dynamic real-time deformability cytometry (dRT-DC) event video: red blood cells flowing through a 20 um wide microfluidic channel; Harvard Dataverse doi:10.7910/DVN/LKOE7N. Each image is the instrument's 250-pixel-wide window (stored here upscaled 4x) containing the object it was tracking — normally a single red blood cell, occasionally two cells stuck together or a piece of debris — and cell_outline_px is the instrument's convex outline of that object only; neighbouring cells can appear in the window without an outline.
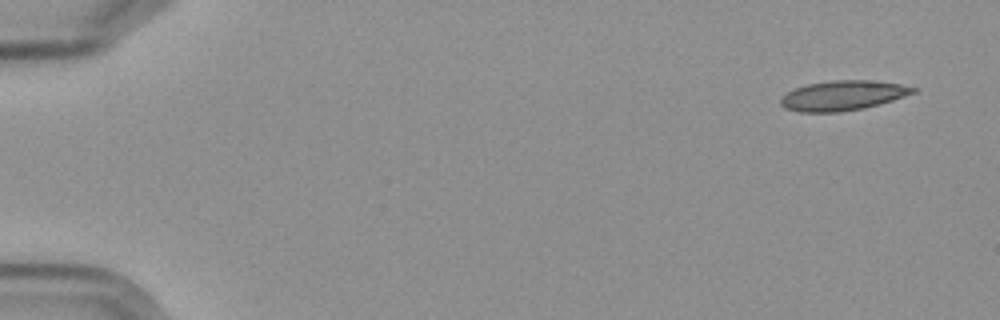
{"species": "Egyptian fruit bat (a non-hibernating species)", "species_latin": "Rousettus aegyptiacus", "temperature_condition": "cold", "stored_images_in_passage": 7, "camera_frame_rate_fps": 3000, "um_per_image_px": 0.085, "frame": {"image": 1, "passage_image": 1, "time_ms": 0.0, "image_size_px": [1000, 320], "cell_outline_px": [[916, 92], [880, 104], [864, 108], [840, 112], [800, 112], [784, 108], [780, 104], [780, 100], [788, 92], [796, 88], [808, 84], [832, 80], [876, 80], [900, 84], [916, 88]], "centroid_in_image_um": [71.65, 8.12], "position_along_channel_um": 13.4, "area_um2": 22.95}}
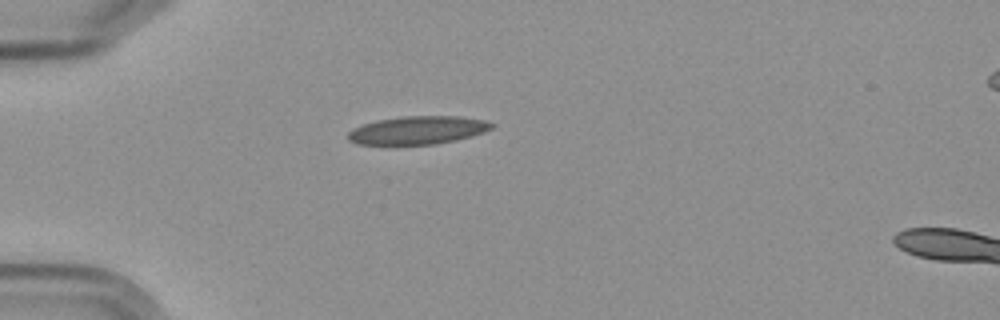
{"frame": {"image": 2, "passage_image": 5, "time_ms": 4.333, "image_size_px": [1000, 320], "cell_outline_px": [[496, 124], [492, 128], [484, 132], [456, 140], [436, 144], [356, 144], [348, 140], [348, 132], [352, 128], [376, 120], [400, 116], [460, 116], [484, 120]], "centroid_in_image_um": [35.51, 11.06], "position_along_channel_um": 49.5, "area_um2": 23.58}}
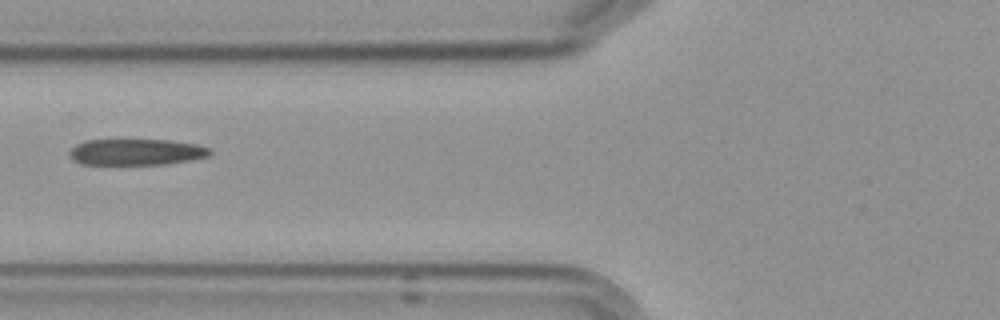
{"frame": {"image": 3, "passage_image": 7, "time_ms": 6.667, "image_size_px": [1000, 320], "cell_outline_px": [[212, 152], [208, 156], [188, 160], [164, 164], [80, 164], [72, 160], [68, 156], [68, 152], [76, 144], [84, 140], [172, 140], [196, 144], [212, 148]], "centroid_in_image_um": [11.55, 12.91], "position_along_channel_um": 114.2, "area_um2": 21.56}}